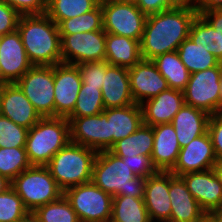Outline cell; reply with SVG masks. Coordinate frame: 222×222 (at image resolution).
<instances>
[{
	"mask_svg": "<svg viewBox=\"0 0 222 222\" xmlns=\"http://www.w3.org/2000/svg\"><path fill=\"white\" fill-rule=\"evenodd\" d=\"M81 85L76 65H54V117L67 118L73 112Z\"/></svg>",
	"mask_w": 222,
	"mask_h": 222,
	"instance_id": "13",
	"label": "cell"
},
{
	"mask_svg": "<svg viewBox=\"0 0 222 222\" xmlns=\"http://www.w3.org/2000/svg\"><path fill=\"white\" fill-rule=\"evenodd\" d=\"M135 3L146 16L169 10L176 6L171 0H136Z\"/></svg>",
	"mask_w": 222,
	"mask_h": 222,
	"instance_id": "44",
	"label": "cell"
},
{
	"mask_svg": "<svg viewBox=\"0 0 222 222\" xmlns=\"http://www.w3.org/2000/svg\"><path fill=\"white\" fill-rule=\"evenodd\" d=\"M122 159L126 161L127 165L136 176L147 178L158 172L152 162L151 156L140 154L136 156L133 155V157L127 156Z\"/></svg>",
	"mask_w": 222,
	"mask_h": 222,
	"instance_id": "40",
	"label": "cell"
},
{
	"mask_svg": "<svg viewBox=\"0 0 222 222\" xmlns=\"http://www.w3.org/2000/svg\"><path fill=\"white\" fill-rule=\"evenodd\" d=\"M20 17L14 8L0 0V36L15 32Z\"/></svg>",
	"mask_w": 222,
	"mask_h": 222,
	"instance_id": "42",
	"label": "cell"
},
{
	"mask_svg": "<svg viewBox=\"0 0 222 222\" xmlns=\"http://www.w3.org/2000/svg\"><path fill=\"white\" fill-rule=\"evenodd\" d=\"M97 151L69 142L46 165L59 188L66 189L92 181Z\"/></svg>",
	"mask_w": 222,
	"mask_h": 222,
	"instance_id": "5",
	"label": "cell"
},
{
	"mask_svg": "<svg viewBox=\"0 0 222 222\" xmlns=\"http://www.w3.org/2000/svg\"><path fill=\"white\" fill-rule=\"evenodd\" d=\"M18 222H40L38 217L33 212H28Z\"/></svg>",
	"mask_w": 222,
	"mask_h": 222,
	"instance_id": "49",
	"label": "cell"
},
{
	"mask_svg": "<svg viewBox=\"0 0 222 222\" xmlns=\"http://www.w3.org/2000/svg\"><path fill=\"white\" fill-rule=\"evenodd\" d=\"M103 1H127V2H135L136 0H103Z\"/></svg>",
	"mask_w": 222,
	"mask_h": 222,
	"instance_id": "54",
	"label": "cell"
},
{
	"mask_svg": "<svg viewBox=\"0 0 222 222\" xmlns=\"http://www.w3.org/2000/svg\"><path fill=\"white\" fill-rule=\"evenodd\" d=\"M11 187L29 212L63 195L47 166L31 165L12 181Z\"/></svg>",
	"mask_w": 222,
	"mask_h": 222,
	"instance_id": "6",
	"label": "cell"
},
{
	"mask_svg": "<svg viewBox=\"0 0 222 222\" xmlns=\"http://www.w3.org/2000/svg\"><path fill=\"white\" fill-rule=\"evenodd\" d=\"M176 6L196 7L197 0H171Z\"/></svg>",
	"mask_w": 222,
	"mask_h": 222,
	"instance_id": "48",
	"label": "cell"
},
{
	"mask_svg": "<svg viewBox=\"0 0 222 222\" xmlns=\"http://www.w3.org/2000/svg\"><path fill=\"white\" fill-rule=\"evenodd\" d=\"M70 122V142L97 152L109 150V121L107 114L67 117Z\"/></svg>",
	"mask_w": 222,
	"mask_h": 222,
	"instance_id": "12",
	"label": "cell"
},
{
	"mask_svg": "<svg viewBox=\"0 0 222 222\" xmlns=\"http://www.w3.org/2000/svg\"><path fill=\"white\" fill-rule=\"evenodd\" d=\"M60 34H76L103 30V11L101 3L82 15L63 20L59 25Z\"/></svg>",
	"mask_w": 222,
	"mask_h": 222,
	"instance_id": "33",
	"label": "cell"
},
{
	"mask_svg": "<svg viewBox=\"0 0 222 222\" xmlns=\"http://www.w3.org/2000/svg\"><path fill=\"white\" fill-rule=\"evenodd\" d=\"M12 181L7 177L0 175V193L7 191L11 188Z\"/></svg>",
	"mask_w": 222,
	"mask_h": 222,
	"instance_id": "47",
	"label": "cell"
},
{
	"mask_svg": "<svg viewBox=\"0 0 222 222\" xmlns=\"http://www.w3.org/2000/svg\"><path fill=\"white\" fill-rule=\"evenodd\" d=\"M143 199L151 222H170L169 171H158L146 178Z\"/></svg>",
	"mask_w": 222,
	"mask_h": 222,
	"instance_id": "18",
	"label": "cell"
},
{
	"mask_svg": "<svg viewBox=\"0 0 222 222\" xmlns=\"http://www.w3.org/2000/svg\"><path fill=\"white\" fill-rule=\"evenodd\" d=\"M103 30L141 41L147 16L135 2L101 1Z\"/></svg>",
	"mask_w": 222,
	"mask_h": 222,
	"instance_id": "8",
	"label": "cell"
},
{
	"mask_svg": "<svg viewBox=\"0 0 222 222\" xmlns=\"http://www.w3.org/2000/svg\"><path fill=\"white\" fill-rule=\"evenodd\" d=\"M215 222H222V203L208 214Z\"/></svg>",
	"mask_w": 222,
	"mask_h": 222,
	"instance_id": "46",
	"label": "cell"
},
{
	"mask_svg": "<svg viewBox=\"0 0 222 222\" xmlns=\"http://www.w3.org/2000/svg\"><path fill=\"white\" fill-rule=\"evenodd\" d=\"M218 114L222 117V107H221V109H220Z\"/></svg>",
	"mask_w": 222,
	"mask_h": 222,
	"instance_id": "55",
	"label": "cell"
},
{
	"mask_svg": "<svg viewBox=\"0 0 222 222\" xmlns=\"http://www.w3.org/2000/svg\"><path fill=\"white\" fill-rule=\"evenodd\" d=\"M16 84L42 118L54 117V66L33 65Z\"/></svg>",
	"mask_w": 222,
	"mask_h": 222,
	"instance_id": "10",
	"label": "cell"
},
{
	"mask_svg": "<svg viewBox=\"0 0 222 222\" xmlns=\"http://www.w3.org/2000/svg\"><path fill=\"white\" fill-rule=\"evenodd\" d=\"M30 166L25 147L0 148V175L13 181Z\"/></svg>",
	"mask_w": 222,
	"mask_h": 222,
	"instance_id": "35",
	"label": "cell"
},
{
	"mask_svg": "<svg viewBox=\"0 0 222 222\" xmlns=\"http://www.w3.org/2000/svg\"><path fill=\"white\" fill-rule=\"evenodd\" d=\"M92 182L113 197L144 198L146 178L136 176L126 161L109 150L97 153L93 164Z\"/></svg>",
	"mask_w": 222,
	"mask_h": 222,
	"instance_id": "3",
	"label": "cell"
},
{
	"mask_svg": "<svg viewBox=\"0 0 222 222\" xmlns=\"http://www.w3.org/2000/svg\"><path fill=\"white\" fill-rule=\"evenodd\" d=\"M177 52L190 74L220 64L219 60L211 52L195 44L189 37L179 45Z\"/></svg>",
	"mask_w": 222,
	"mask_h": 222,
	"instance_id": "30",
	"label": "cell"
},
{
	"mask_svg": "<svg viewBox=\"0 0 222 222\" xmlns=\"http://www.w3.org/2000/svg\"><path fill=\"white\" fill-rule=\"evenodd\" d=\"M204 222H215L209 215H206Z\"/></svg>",
	"mask_w": 222,
	"mask_h": 222,
	"instance_id": "53",
	"label": "cell"
},
{
	"mask_svg": "<svg viewBox=\"0 0 222 222\" xmlns=\"http://www.w3.org/2000/svg\"><path fill=\"white\" fill-rule=\"evenodd\" d=\"M80 222H110L113 196L92 181L66 189L63 192Z\"/></svg>",
	"mask_w": 222,
	"mask_h": 222,
	"instance_id": "7",
	"label": "cell"
},
{
	"mask_svg": "<svg viewBox=\"0 0 222 222\" xmlns=\"http://www.w3.org/2000/svg\"><path fill=\"white\" fill-rule=\"evenodd\" d=\"M99 0H47L46 14L59 25L70 19L93 10Z\"/></svg>",
	"mask_w": 222,
	"mask_h": 222,
	"instance_id": "32",
	"label": "cell"
},
{
	"mask_svg": "<svg viewBox=\"0 0 222 222\" xmlns=\"http://www.w3.org/2000/svg\"><path fill=\"white\" fill-rule=\"evenodd\" d=\"M222 63L218 66L190 74L183 90L186 105L201 109L210 115L220 111V77Z\"/></svg>",
	"mask_w": 222,
	"mask_h": 222,
	"instance_id": "9",
	"label": "cell"
},
{
	"mask_svg": "<svg viewBox=\"0 0 222 222\" xmlns=\"http://www.w3.org/2000/svg\"><path fill=\"white\" fill-rule=\"evenodd\" d=\"M198 12L191 6H175L148 15L140 41L141 57L152 60L156 56L177 51L189 37L190 28Z\"/></svg>",
	"mask_w": 222,
	"mask_h": 222,
	"instance_id": "1",
	"label": "cell"
},
{
	"mask_svg": "<svg viewBox=\"0 0 222 222\" xmlns=\"http://www.w3.org/2000/svg\"><path fill=\"white\" fill-rule=\"evenodd\" d=\"M76 66L79 69L81 80L84 84L98 87L101 90L105 74V61L83 62Z\"/></svg>",
	"mask_w": 222,
	"mask_h": 222,
	"instance_id": "39",
	"label": "cell"
},
{
	"mask_svg": "<svg viewBox=\"0 0 222 222\" xmlns=\"http://www.w3.org/2000/svg\"><path fill=\"white\" fill-rule=\"evenodd\" d=\"M5 85H6V82L0 81V109H1L2 95L5 90Z\"/></svg>",
	"mask_w": 222,
	"mask_h": 222,
	"instance_id": "51",
	"label": "cell"
},
{
	"mask_svg": "<svg viewBox=\"0 0 222 222\" xmlns=\"http://www.w3.org/2000/svg\"><path fill=\"white\" fill-rule=\"evenodd\" d=\"M210 116L209 113L193 106L186 104L182 106L171 123L181 148L188 145L194 138L208 132Z\"/></svg>",
	"mask_w": 222,
	"mask_h": 222,
	"instance_id": "26",
	"label": "cell"
},
{
	"mask_svg": "<svg viewBox=\"0 0 222 222\" xmlns=\"http://www.w3.org/2000/svg\"><path fill=\"white\" fill-rule=\"evenodd\" d=\"M70 142V122L64 117H44L28 129L26 154L31 165L46 166Z\"/></svg>",
	"mask_w": 222,
	"mask_h": 222,
	"instance_id": "4",
	"label": "cell"
},
{
	"mask_svg": "<svg viewBox=\"0 0 222 222\" xmlns=\"http://www.w3.org/2000/svg\"><path fill=\"white\" fill-rule=\"evenodd\" d=\"M20 15H41L47 10V0H1Z\"/></svg>",
	"mask_w": 222,
	"mask_h": 222,
	"instance_id": "41",
	"label": "cell"
},
{
	"mask_svg": "<svg viewBox=\"0 0 222 222\" xmlns=\"http://www.w3.org/2000/svg\"><path fill=\"white\" fill-rule=\"evenodd\" d=\"M0 115L27 129L42 118L16 83H6Z\"/></svg>",
	"mask_w": 222,
	"mask_h": 222,
	"instance_id": "22",
	"label": "cell"
},
{
	"mask_svg": "<svg viewBox=\"0 0 222 222\" xmlns=\"http://www.w3.org/2000/svg\"><path fill=\"white\" fill-rule=\"evenodd\" d=\"M209 133L194 138L188 145L182 147L174 167L173 175L182 176L186 173L201 172L213 169L217 162Z\"/></svg>",
	"mask_w": 222,
	"mask_h": 222,
	"instance_id": "14",
	"label": "cell"
},
{
	"mask_svg": "<svg viewBox=\"0 0 222 222\" xmlns=\"http://www.w3.org/2000/svg\"><path fill=\"white\" fill-rule=\"evenodd\" d=\"M215 174L217 175L220 183L222 184V159L218 160L213 167Z\"/></svg>",
	"mask_w": 222,
	"mask_h": 222,
	"instance_id": "50",
	"label": "cell"
},
{
	"mask_svg": "<svg viewBox=\"0 0 222 222\" xmlns=\"http://www.w3.org/2000/svg\"><path fill=\"white\" fill-rule=\"evenodd\" d=\"M62 63L78 65L101 62L106 57V32L96 30L76 34H60Z\"/></svg>",
	"mask_w": 222,
	"mask_h": 222,
	"instance_id": "11",
	"label": "cell"
},
{
	"mask_svg": "<svg viewBox=\"0 0 222 222\" xmlns=\"http://www.w3.org/2000/svg\"><path fill=\"white\" fill-rule=\"evenodd\" d=\"M208 133L210 135L213 149L217 160L222 159V117L219 114L210 116L208 123Z\"/></svg>",
	"mask_w": 222,
	"mask_h": 222,
	"instance_id": "43",
	"label": "cell"
},
{
	"mask_svg": "<svg viewBox=\"0 0 222 222\" xmlns=\"http://www.w3.org/2000/svg\"><path fill=\"white\" fill-rule=\"evenodd\" d=\"M110 222H151L143 198L114 196Z\"/></svg>",
	"mask_w": 222,
	"mask_h": 222,
	"instance_id": "31",
	"label": "cell"
},
{
	"mask_svg": "<svg viewBox=\"0 0 222 222\" xmlns=\"http://www.w3.org/2000/svg\"><path fill=\"white\" fill-rule=\"evenodd\" d=\"M105 109L102 91L98 87L89 86L82 82L75 108L68 117H85L97 115Z\"/></svg>",
	"mask_w": 222,
	"mask_h": 222,
	"instance_id": "34",
	"label": "cell"
},
{
	"mask_svg": "<svg viewBox=\"0 0 222 222\" xmlns=\"http://www.w3.org/2000/svg\"><path fill=\"white\" fill-rule=\"evenodd\" d=\"M106 57L110 65L131 68L141 59L140 41L106 32Z\"/></svg>",
	"mask_w": 222,
	"mask_h": 222,
	"instance_id": "27",
	"label": "cell"
},
{
	"mask_svg": "<svg viewBox=\"0 0 222 222\" xmlns=\"http://www.w3.org/2000/svg\"><path fill=\"white\" fill-rule=\"evenodd\" d=\"M32 66L17 30L0 36V81L16 83Z\"/></svg>",
	"mask_w": 222,
	"mask_h": 222,
	"instance_id": "15",
	"label": "cell"
},
{
	"mask_svg": "<svg viewBox=\"0 0 222 222\" xmlns=\"http://www.w3.org/2000/svg\"><path fill=\"white\" fill-rule=\"evenodd\" d=\"M181 177L207 215L222 203V184L213 169L186 173Z\"/></svg>",
	"mask_w": 222,
	"mask_h": 222,
	"instance_id": "19",
	"label": "cell"
},
{
	"mask_svg": "<svg viewBox=\"0 0 222 222\" xmlns=\"http://www.w3.org/2000/svg\"><path fill=\"white\" fill-rule=\"evenodd\" d=\"M28 129L0 115V148L25 147Z\"/></svg>",
	"mask_w": 222,
	"mask_h": 222,
	"instance_id": "38",
	"label": "cell"
},
{
	"mask_svg": "<svg viewBox=\"0 0 222 222\" xmlns=\"http://www.w3.org/2000/svg\"><path fill=\"white\" fill-rule=\"evenodd\" d=\"M33 213L40 222H80L64 195L56 201L38 207Z\"/></svg>",
	"mask_w": 222,
	"mask_h": 222,
	"instance_id": "36",
	"label": "cell"
},
{
	"mask_svg": "<svg viewBox=\"0 0 222 222\" xmlns=\"http://www.w3.org/2000/svg\"><path fill=\"white\" fill-rule=\"evenodd\" d=\"M222 107V70H221V77H220V109Z\"/></svg>",
	"mask_w": 222,
	"mask_h": 222,
	"instance_id": "52",
	"label": "cell"
},
{
	"mask_svg": "<svg viewBox=\"0 0 222 222\" xmlns=\"http://www.w3.org/2000/svg\"><path fill=\"white\" fill-rule=\"evenodd\" d=\"M153 144V126L142 124L134 133L115 142L109 151L119 158L140 154L151 156Z\"/></svg>",
	"mask_w": 222,
	"mask_h": 222,
	"instance_id": "28",
	"label": "cell"
},
{
	"mask_svg": "<svg viewBox=\"0 0 222 222\" xmlns=\"http://www.w3.org/2000/svg\"><path fill=\"white\" fill-rule=\"evenodd\" d=\"M169 196L172 207L170 222H204L207 214L189 192L183 178L170 171Z\"/></svg>",
	"mask_w": 222,
	"mask_h": 222,
	"instance_id": "20",
	"label": "cell"
},
{
	"mask_svg": "<svg viewBox=\"0 0 222 222\" xmlns=\"http://www.w3.org/2000/svg\"><path fill=\"white\" fill-rule=\"evenodd\" d=\"M189 38L222 63V8L202 11L194 18Z\"/></svg>",
	"mask_w": 222,
	"mask_h": 222,
	"instance_id": "16",
	"label": "cell"
},
{
	"mask_svg": "<svg viewBox=\"0 0 222 222\" xmlns=\"http://www.w3.org/2000/svg\"><path fill=\"white\" fill-rule=\"evenodd\" d=\"M128 75L132 97L136 104H142L169 88L166 79L152 60L141 59L128 69Z\"/></svg>",
	"mask_w": 222,
	"mask_h": 222,
	"instance_id": "17",
	"label": "cell"
},
{
	"mask_svg": "<svg viewBox=\"0 0 222 222\" xmlns=\"http://www.w3.org/2000/svg\"><path fill=\"white\" fill-rule=\"evenodd\" d=\"M105 109L134 104L128 68L110 65L105 61V74L101 87Z\"/></svg>",
	"mask_w": 222,
	"mask_h": 222,
	"instance_id": "23",
	"label": "cell"
},
{
	"mask_svg": "<svg viewBox=\"0 0 222 222\" xmlns=\"http://www.w3.org/2000/svg\"><path fill=\"white\" fill-rule=\"evenodd\" d=\"M184 102L183 91L168 88L157 96L145 100L141 105L143 124L156 126L172 123Z\"/></svg>",
	"mask_w": 222,
	"mask_h": 222,
	"instance_id": "21",
	"label": "cell"
},
{
	"mask_svg": "<svg viewBox=\"0 0 222 222\" xmlns=\"http://www.w3.org/2000/svg\"><path fill=\"white\" fill-rule=\"evenodd\" d=\"M28 212L12 187L0 193V222H18Z\"/></svg>",
	"mask_w": 222,
	"mask_h": 222,
	"instance_id": "37",
	"label": "cell"
},
{
	"mask_svg": "<svg viewBox=\"0 0 222 222\" xmlns=\"http://www.w3.org/2000/svg\"><path fill=\"white\" fill-rule=\"evenodd\" d=\"M153 134L152 162L158 171H170L181 149L174 126L171 123L153 126Z\"/></svg>",
	"mask_w": 222,
	"mask_h": 222,
	"instance_id": "24",
	"label": "cell"
},
{
	"mask_svg": "<svg viewBox=\"0 0 222 222\" xmlns=\"http://www.w3.org/2000/svg\"><path fill=\"white\" fill-rule=\"evenodd\" d=\"M109 121V149L120 139L134 133L143 124L140 104L104 109Z\"/></svg>",
	"mask_w": 222,
	"mask_h": 222,
	"instance_id": "25",
	"label": "cell"
},
{
	"mask_svg": "<svg viewBox=\"0 0 222 222\" xmlns=\"http://www.w3.org/2000/svg\"><path fill=\"white\" fill-rule=\"evenodd\" d=\"M213 8H222V0H197L195 7L198 14Z\"/></svg>",
	"mask_w": 222,
	"mask_h": 222,
	"instance_id": "45",
	"label": "cell"
},
{
	"mask_svg": "<svg viewBox=\"0 0 222 222\" xmlns=\"http://www.w3.org/2000/svg\"><path fill=\"white\" fill-rule=\"evenodd\" d=\"M17 31L32 65L62 63L59 27L46 13L21 15Z\"/></svg>",
	"mask_w": 222,
	"mask_h": 222,
	"instance_id": "2",
	"label": "cell"
},
{
	"mask_svg": "<svg viewBox=\"0 0 222 222\" xmlns=\"http://www.w3.org/2000/svg\"><path fill=\"white\" fill-rule=\"evenodd\" d=\"M152 61L166 79L169 88L181 91L186 88L190 72L181 61L177 51L158 55Z\"/></svg>",
	"mask_w": 222,
	"mask_h": 222,
	"instance_id": "29",
	"label": "cell"
}]
</instances>
